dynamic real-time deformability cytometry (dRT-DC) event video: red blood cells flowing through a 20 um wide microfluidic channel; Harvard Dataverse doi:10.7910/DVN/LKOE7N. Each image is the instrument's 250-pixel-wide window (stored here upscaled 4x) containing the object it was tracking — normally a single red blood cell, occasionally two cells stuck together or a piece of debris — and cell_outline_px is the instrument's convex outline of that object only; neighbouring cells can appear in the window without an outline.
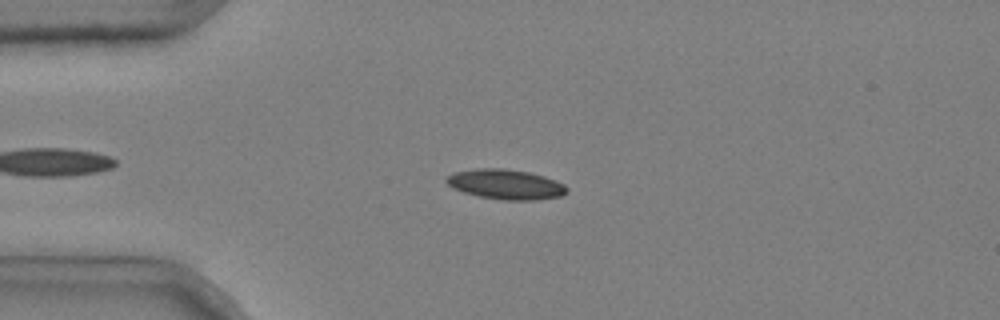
{"species": "common noctule bat (a hibernating species)", "species_latin": "Nyctalus noctula", "temperature_condition": "cold", "stored_images_in_passage": 19, "camera_frame_rate_fps": 3000, "um_per_image_px": 0.085, "animal": {"sex": "male", "body_mass_g": 20.4}, "frame": {"image": 1, "passage_image": 11, "time_ms": 3.333, "image_size_px": [1000, 320], "cell_outline_px": [[568, 192], [560, 196], [536, 200], [504, 200], [480, 196], [464, 192], [452, 188], [444, 180], [452, 172], [476, 168], [504, 168], [528, 172], [544, 176], [564, 184], [568, 188]], "centroid_in_image_um": [42.97, 15.66], "position_along_channel_um": 42.0, "area_um2": 21.04}}